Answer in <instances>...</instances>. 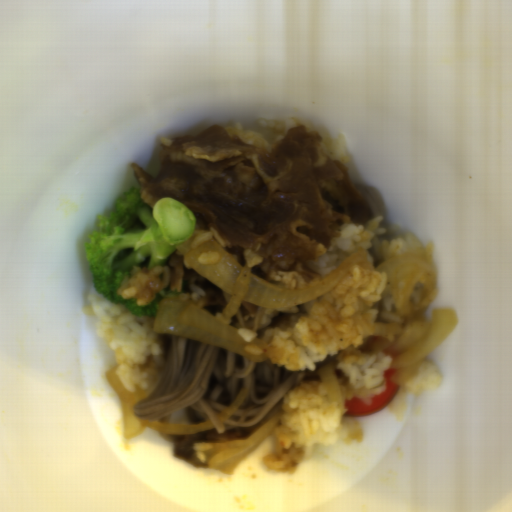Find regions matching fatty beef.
Listing matches in <instances>:
<instances>
[{"mask_svg":"<svg viewBox=\"0 0 512 512\" xmlns=\"http://www.w3.org/2000/svg\"><path fill=\"white\" fill-rule=\"evenodd\" d=\"M169 282L178 284L180 280H194L195 284L200 286L205 294L199 299H191L187 302L194 304L202 310L216 315L223 312L224 307L232 299L229 292L214 285L195 271L191 261L185 257L177 248L168 259Z\"/></svg>","mask_w":512,"mask_h":512,"instance_id":"3","label":"fatty beef"},{"mask_svg":"<svg viewBox=\"0 0 512 512\" xmlns=\"http://www.w3.org/2000/svg\"><path fill=\"white\" fill-rule=\"evenodd\" d=\"M308 314L307 306L302 304L289 307L267 308L246 301L231 317L230 325L238 328H252L258 334V339L272 341L277 334L275 327L292 328L297 325L301 316Z\"/></svg>","mask_w":512,"mask_h":512,"instance_id":"2","label":"fatty beef"},{"mask_svg":"<svg viewBox=\"0 0 512 512\" xmlns=\"http://www.w3.org/2000/svg\"><path fill=\"white\" fill-rule=\"evenodd\" d=\"M249 436L248 433L235 430L217 433L213 427L196 433L173 434V454L176 459H182L193 464L195 443L214 444L217 441H238L244 440Z\"/></svg>","mask_w":512,"mask_h":512,"instance_id":"4","label":"fatty beef"},{"mask_svg":"<svg viewBox=\"0 0 512 512\" xmlns=\"http://www.w3.org/2000/svg\"><path fill=\"white\" fill-rule=\"evenodd\" d=\"M157 174L130 169L152 209L173 198L196 229L242 268L294 288L317 283L315 259L330 251L345 224L365 225L372 209L345 166V135H326L293 117L215 125L198 134L158 138Z\"/></svg>","mask_w":512,"mask_h":512,"instance_id":"1","label":"fatty beef"}]
</instances>
